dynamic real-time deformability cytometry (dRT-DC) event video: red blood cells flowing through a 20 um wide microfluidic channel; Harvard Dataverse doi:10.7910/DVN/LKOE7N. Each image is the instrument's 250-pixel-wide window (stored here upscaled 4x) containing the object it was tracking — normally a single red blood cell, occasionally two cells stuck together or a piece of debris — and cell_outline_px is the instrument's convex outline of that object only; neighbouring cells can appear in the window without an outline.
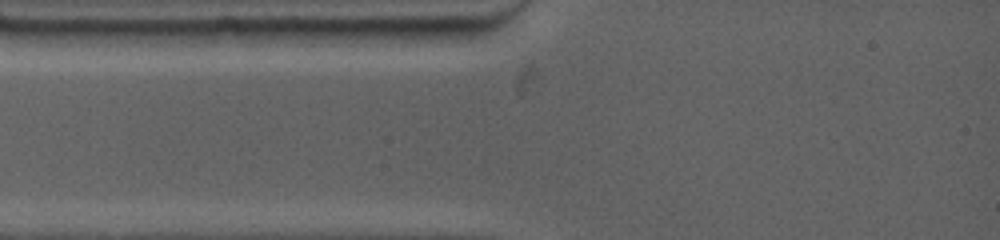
{"species": "common noctule bat (a hibernating species)", "species_latin": "Nyctalus noctula", "temperature_condition": "warm", "stored_images_in_passage": 3, "camera_frame_rate_fps": 4500, "um_per_image_px": 0.085, "animal": {"sex": "female", "body_mass_g": 19.0, "forearm_length_mm": 53.3}, "frame": {"image": 1, "passage_image": 1, "time_ms": 0.0, "image_size_px": [1000, 240], "cell_outline_px": [[496, 28], [460, 44], [416, 48], [384, 44], [364, 28], [492, 24], [496, 24]], "centroid_in_image_um": [36.48, 2.97], "position_along_channel_um": 48.5, "area_um2": 15.09}}